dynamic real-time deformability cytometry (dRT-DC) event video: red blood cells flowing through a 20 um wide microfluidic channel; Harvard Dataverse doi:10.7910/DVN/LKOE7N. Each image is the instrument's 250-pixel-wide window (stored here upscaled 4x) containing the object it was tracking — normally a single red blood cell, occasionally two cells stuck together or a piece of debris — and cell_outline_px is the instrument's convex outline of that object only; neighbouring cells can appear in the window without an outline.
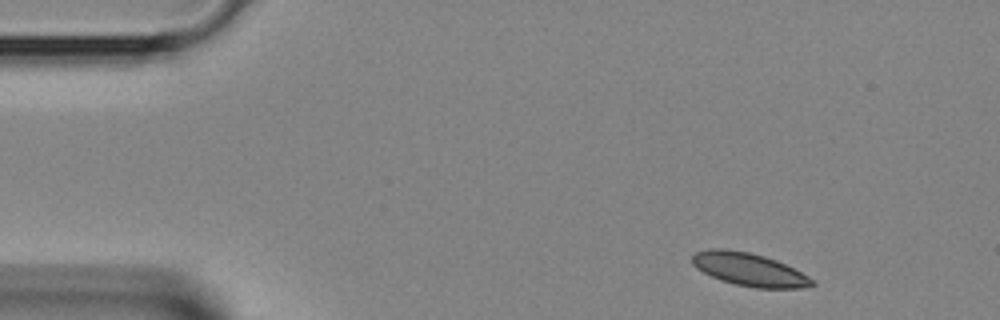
{"species": "Egyptian fruit bat (a non-hibernating species)", "species_latin": "Rousettus aegyptiacus", "temperature_condition": "room temperature", "stored_images_in_passage": 3, "camera_frame_rate_fps": 3000, "um_per_image_px": 0.085, "animal": {"sex": "female"}, "frame": {"image": 1, "passage_image": 1, "time_ms": 0.0, "image_size_px": [1000, 320], "cell_outline_px": [[816, 284], [800, 288], [756, 288], [736, 284], [720, 280], [696, 268], [692, 264], [692, 256], [696, 252], [708, 248], [724, 248], [748, 252], [764, 256], [776, 260], [808, 276]], "centroid_in_image_um": [63.64, 22.89], "position_along_channel_um": 21.4, "area_um2": 22.83}}
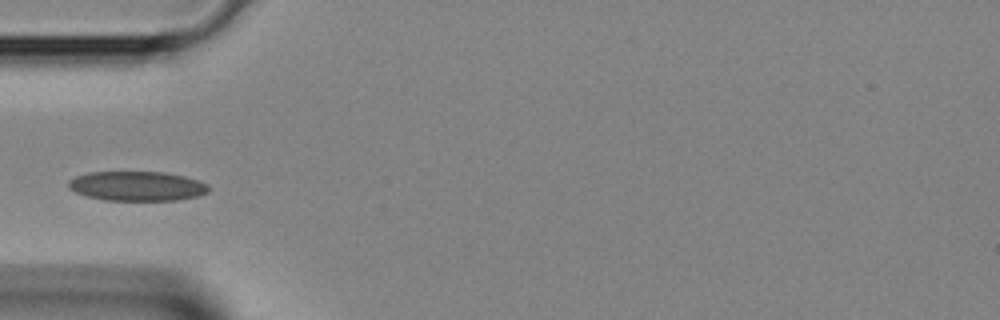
{"frame": {"image": 2, "passage_image": 3, "time_ms": 0.667, "image_size_px": [1000, 320], "cell_outline_px": [[208, 192], [200, 196], [176, 200], [104, 200], [88, 196], [76, 192], [68, 188], [68, 180], [76, 176], [88, 172], [164, 172], [184, 176], [200, 180], [208, 184]], "centroid_in_image_um": [11.67, 15.81], "position_along_channel_um": 73.3, "area_um2": 24.22}}